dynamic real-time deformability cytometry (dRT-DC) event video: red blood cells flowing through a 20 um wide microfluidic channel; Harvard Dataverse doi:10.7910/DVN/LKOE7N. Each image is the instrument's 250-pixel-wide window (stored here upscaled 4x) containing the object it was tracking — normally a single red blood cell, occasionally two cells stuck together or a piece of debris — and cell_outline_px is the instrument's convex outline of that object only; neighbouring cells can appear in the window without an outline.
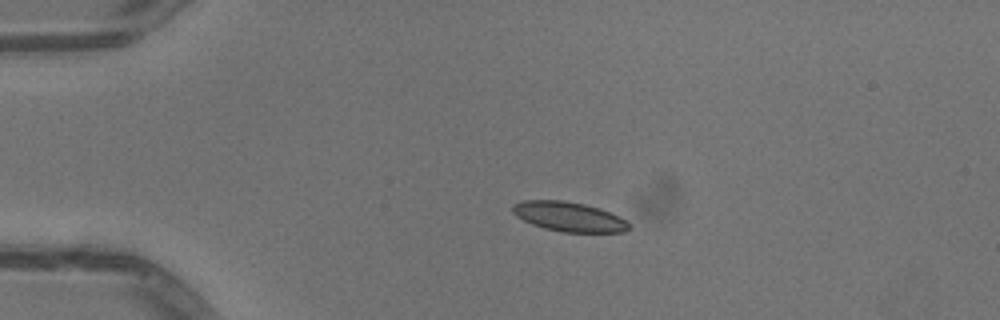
{"species": "common noctule bat (a hibernating species)", "species_latin": "Nyctalus noctula", "temperature_condition": "warm", "stored_images_in_passage": 41, "camera_frame_rate_fps": 3000, "um_per_image_px": 0.085, "animal": {"sex": "male", "body_mass_g": 13.3}, "frame": {"image": 1, "passage_image": 1, "time_ms": 0.0, "image_size_px": [1000, 320], "cell_outline_px": [[632, 228], [624, 232], [564, 232], [544, 228], [532, 224], [516, 216], [512, 212], [512, 204], [524, 200], [564, 200], [584, 204], [600, 208], [620, 216], [628, 220]], "centroid_in_image_um": [48.4, 18.41], "position_along_channel_um": 36.6, "area_um2": 20.29}}
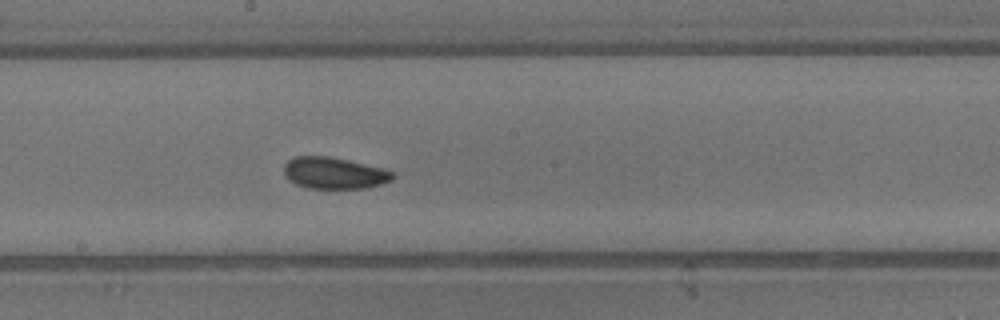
{"frame": {"image": 2, "passage_image": 18, "time_ms": 5.667, "image_size_px": [1000, 320], "cell_outline_px": [[396, 176], [392, 180], [380, 184], [364, 188], [308, 188], [296, 184], [288, 180], [284, 172], [284, 164], [288, 160], [296, 156], [328, 156], [348, 160], [384, 168], [392, 172]], "centroid_in_image_um": [28.4, 14.7], "position_along_channel_um": 219.8, "area_um2": 20.0}}
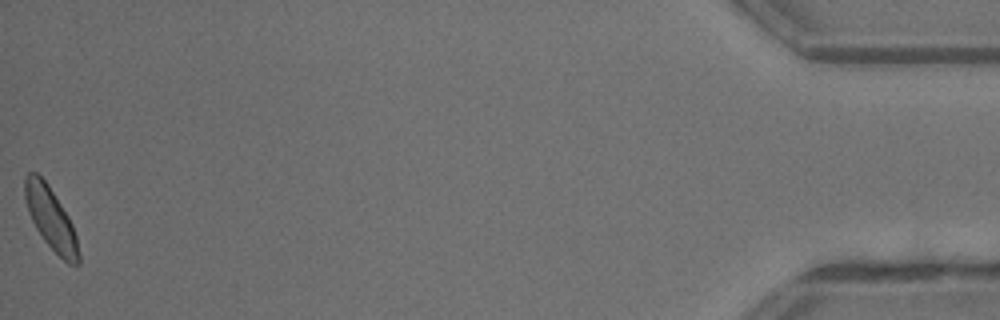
{"frame": {"image": 3, "passage_image": 41, "time_ms": 13.333, "image_size_px": [1000, 320], "cell_outline_px": [[80, 264], [68, 264], [44, 240], [36, 228], [28, 212], [24, 200], [24, 176], [28, 172], [36, 172], [48, 184], [68, 216], [72, 224], [76, 236], [80, 256]], "centroid_in_image_um": [4.3, 18.55], "position_along_channel_um": 430.9, "area_um2": 19.36}, "authors_computed_cell_mechanics": {"area_um2": 19.8254, "velocity_mm_per_s": 4.0377, "shape_relaxation_time_tau1_ms": 3.8865, "shape_relaxation_time_tau2_ms": 2.4274, "deformation_change_tau1": 0.099, "deformation_change_tau2": 0.0616}}